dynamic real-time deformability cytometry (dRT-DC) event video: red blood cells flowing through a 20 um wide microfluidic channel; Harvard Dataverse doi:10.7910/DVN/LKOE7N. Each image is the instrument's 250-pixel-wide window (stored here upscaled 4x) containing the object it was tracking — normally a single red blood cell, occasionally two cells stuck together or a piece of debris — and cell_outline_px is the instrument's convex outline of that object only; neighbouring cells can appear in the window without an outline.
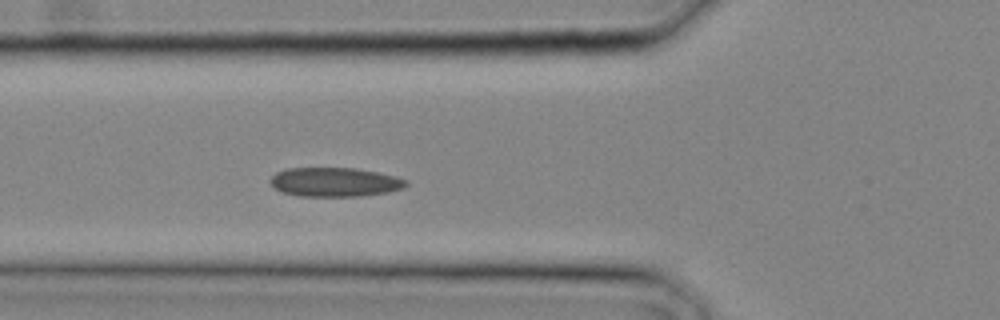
{"species": "common noctule bat (a hibernating species)", "species_latin": "Nyctalus noctula", "temperature_condition": "cold", "stored_images_in_passage": 28, "camera_frame_rate_fps": 3000, "um_per_image_px": 0.085, "animal": {"sex": "male", "body_mass_g": 20.4}, "frame": {"image": 1, "passage_image": 9, "time_ms": 2.667, "image_size_px": [1000, 320], "cell_outline_px": [[408, 184], [404, 188], [388, 192], [356, 196], [300, 196], [284, 192], [276, 188], [268, 180], [276, 172], [288, 168], [356, 168], [396, 176], [408, 180]], "centroid_in_image_um": [28.48, 15.47], "position_along_channel_um": 97.3, "area_um2": 22.95}}
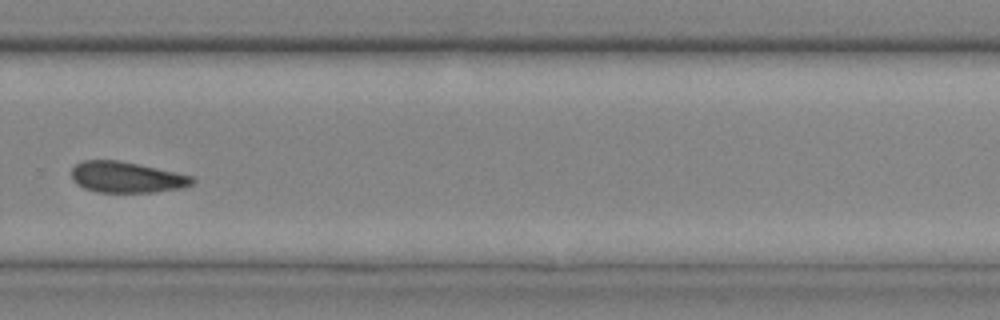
{"frame": {"image": 2, "passage_image": 19, "time_ms": 6.0, "image_size_px": [1000, 320], "cell_outline_px": [[196, 180], [192, 184], [184, 188], [156, 192], [96, 192], [84, 188], [76, 184], [72, 180], [72, 168], [80, 160], [120, 160], [140, 164], [176, 172], [192, 176]], "centroid_in_image_um": [10.76, 15.06], "position_along_channel_um": 319.0, "area_um2": 22.08}}
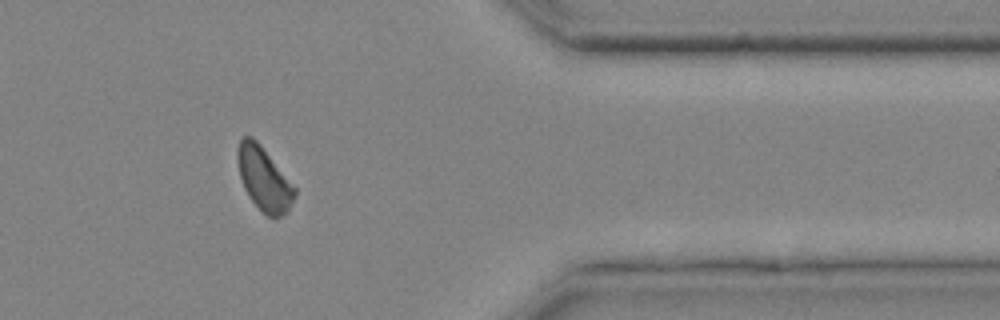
{"frame": {"image": 3, "passage_image": 23, "time_ms": 7.333, "image_size_px": [1000, 320], "cell_outline_px": [[296, 196], [288, 212], [276, 220], [268, 216], [248, 196], [244, 188], [240, 176], [236, 156], [236, 152], [240, 140], [244, 136], [252, 136], [260, 144], [296, 188]], "centroid_in_image_um": [22.45, 15.22], "position_along_channel_um": 389.0, "area_um2": 21.15}}